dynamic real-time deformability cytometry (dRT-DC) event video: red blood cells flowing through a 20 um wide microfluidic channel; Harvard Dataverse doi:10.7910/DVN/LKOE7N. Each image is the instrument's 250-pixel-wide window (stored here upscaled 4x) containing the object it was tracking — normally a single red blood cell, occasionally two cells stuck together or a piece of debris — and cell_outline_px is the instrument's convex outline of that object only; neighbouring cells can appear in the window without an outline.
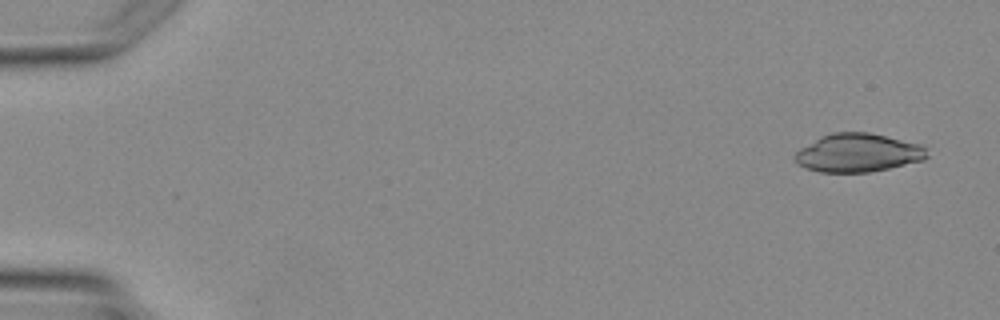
{"species": "Egyptian fruit bat (a non-hibernating species)", "species_latin": "Rousettus aegyptiacus", "temperature_condition": "warm", "stored_images_in_passage": 5, "camera_frame_rate_fps": 3000, "um_per_image_px": 0.085, "animal": {"sex": "female"}, "frame": {"image": 1, "passage_image": 1, "time_ms": 0.0, "image_size_px": [1000, 320], "cell_outline_px": [[928, 156], [924, 160], [872, 172], [820, 172], [804, 168], [796, 164], [792, 156], [800, 148], [820, 136], [832, 132], [868, 132], [924, 144]], "centroid_in_image_um": [72.92, 12.99], "position_along_channel_um": 12.1, "area_um2": 30.0}}
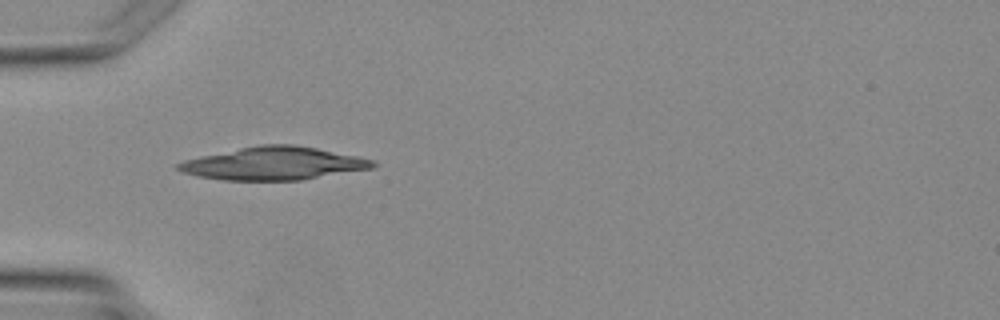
{"frame": {"image": 2, "passage_image": 4, "time_ms": 3.667, "image_size_px": [1000, 320], "cell_outline_px": [[376, 164], [372, 168], [300, 180], [224, 180], [196, 176], [180, 172], [176, 168], [176, 164], [184, 160], [240, 148], [260, 144], [296, 144], [376, 160]], "centroid_in_image_um": [23.24, 13.89], "position_along_channel_um": 61.8, "area_um2": 37.11}}
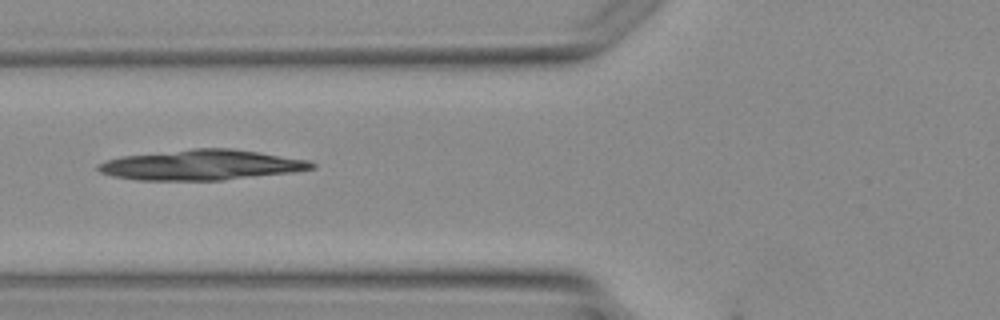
{"frame": {"image": 3, "passage_image": 5, "time_ms": 4.667, "image_size_px": [1000, 320], "cell_outline_px": [[316, 168], [292, 172], [220, 180], [136, 180], [112, 176], [100, 172], [96, 168], [96, 164], [108, 160], [124, 156], [192, 148], [232, 148], [308, 160], [316, 164]], "centroid_in_image_um": [17.11, 14.02], "position_along_channel_um": 108.7, "area_um2": 37.45}}